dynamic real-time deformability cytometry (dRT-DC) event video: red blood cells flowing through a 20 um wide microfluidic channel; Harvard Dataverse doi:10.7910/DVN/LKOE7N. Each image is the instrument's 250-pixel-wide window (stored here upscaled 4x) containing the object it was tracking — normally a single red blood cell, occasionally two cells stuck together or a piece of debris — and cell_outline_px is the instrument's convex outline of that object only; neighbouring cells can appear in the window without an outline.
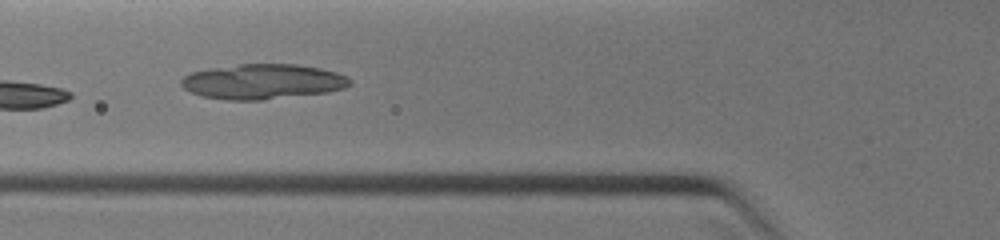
{"species": "common noctule bat (a hibernating species)", "species_latin": "Nyctalus noctula", "temperature_condition": "warm", "stored_images_in_passage": 6, "camera_frame_rate_fps": 3000, "um_per_image_px": 0.085, "animal": {"sex": "female", "body_mass_g": 19.0, "forearm_length_mm": 51.5}, "frame": {"image": 1, "passage_image": 5, "time_ms": 4.0, "image_size_px": [1000, 240], "cell_outline_px": [[352, 84], [344, 88], [328, 92], [260, 100], [228, 100], [200, 96], [184, 88], [180, 84], [180, 80], [184, 76], [192, 72], [212, 68], [240, 64], [296, 64], [320, 68], [336, 72], [348, 76], [352, 80]], "centroid_in_image_um": [22.35, 6.93], "position_along_channel_um": 103.4, "area_um2": 34.51}}
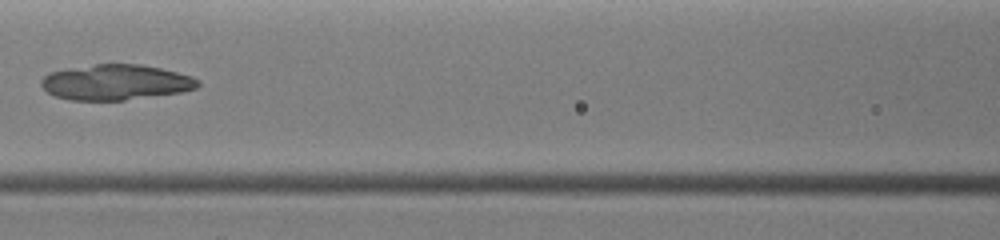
{"frame": {"image": 2, "passage_image": 6, "time_ms": 5.0, "image_size_px": [1000, 240], "cell_outline_px": [[200, 84], [196, 88], [180, 92], [124, 100], [68, 100], [56, 96], [48, 92], [40, 84], [40, 80], [48, 72], [68, 68], [96, 64], [140, 64], [160, 68], [192, 76], [200, 80]], "centroid_in_image_um": [9.82, 6.99], "position_along_channel_um": 156.8, "area_um2": 32.31}}